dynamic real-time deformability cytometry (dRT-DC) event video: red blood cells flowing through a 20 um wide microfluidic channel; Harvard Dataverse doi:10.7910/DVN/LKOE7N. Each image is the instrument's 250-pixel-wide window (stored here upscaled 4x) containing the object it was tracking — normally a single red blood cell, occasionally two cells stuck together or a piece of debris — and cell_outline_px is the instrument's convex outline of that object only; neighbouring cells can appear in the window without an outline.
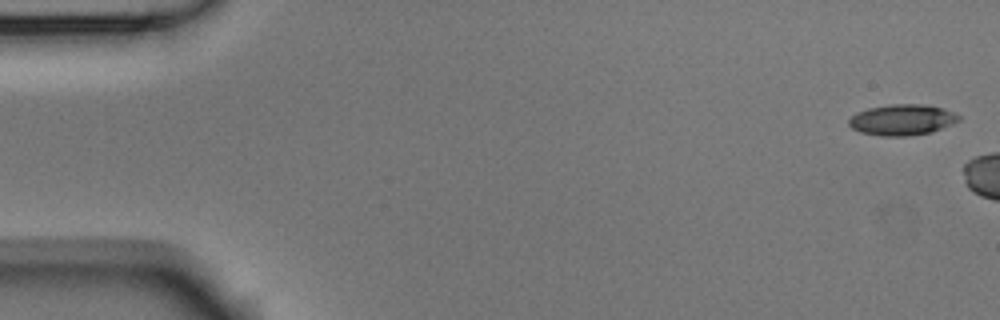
{"species": "Egyptian fruit bat (a non-hibernating species)", "species_latin": "Rousettus aegyptiacus", "temperature_condition": "room temperature", "stored_images_in_passage": 4, "segment_of_instrument_passage": [1, 2], "camera_frame_rate_fps": 3000, "um_per_image_px": 0.085, "animal": {"sex": "male"}, "frame": {"image": 1, "passage_image": 1, "time_ms": 0.0, "image_size_px": [1000, 320], "cell_outline_px": [[960, 120], [952, 124], [932, 132], [908, 136], [880, 136], [860, 132], [852, 128], [848, 124], [848, 120], [856, 112], [868, 108], [892, 104], [924, 104], [944, 108], [960, 116]], "centroid_in_image_um": [76.67, 10.18], "position_along_channel_um": 8.3, "area_um2": 19.88}}